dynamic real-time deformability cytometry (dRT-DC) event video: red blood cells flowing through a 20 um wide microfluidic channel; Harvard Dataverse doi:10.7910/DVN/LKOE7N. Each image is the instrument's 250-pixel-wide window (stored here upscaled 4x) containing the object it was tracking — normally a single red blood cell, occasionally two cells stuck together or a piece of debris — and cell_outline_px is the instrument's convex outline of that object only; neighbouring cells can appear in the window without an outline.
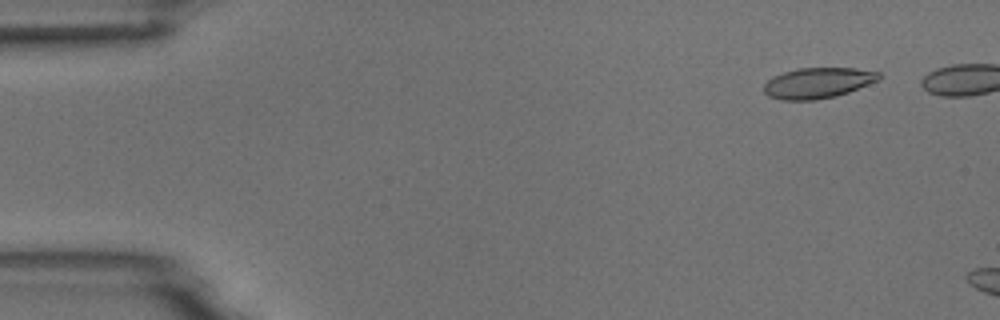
{"species": "common noctule bat (a hibernating species)", "species_latin": "Nyctalus noctula", "temperature_condition": "room temperature", "stored_images_in_passage": 10, "camera_frame_rate_fps": 3000, "um_per_image_px": 0.085, "animal": {"sex": "male", "body_mass_g": 18.8}, "frame": {"image": 1, "passage_image": 5, "time_ms": 1.333, "image_size_px": [1000, 320], "cell_outline_px": [[880, 80], [848, 92], [836, 96], [816, 100], [780, 100], [768, 96], [764, 92], [764, 84], [772, 76], [784, 72], [800, 68], [856, 68], [880, 72]], "centroid_in_image_um": [69.51, 7.05], "position_along_channel_um": 15.5, "area_um2": 20.63}}